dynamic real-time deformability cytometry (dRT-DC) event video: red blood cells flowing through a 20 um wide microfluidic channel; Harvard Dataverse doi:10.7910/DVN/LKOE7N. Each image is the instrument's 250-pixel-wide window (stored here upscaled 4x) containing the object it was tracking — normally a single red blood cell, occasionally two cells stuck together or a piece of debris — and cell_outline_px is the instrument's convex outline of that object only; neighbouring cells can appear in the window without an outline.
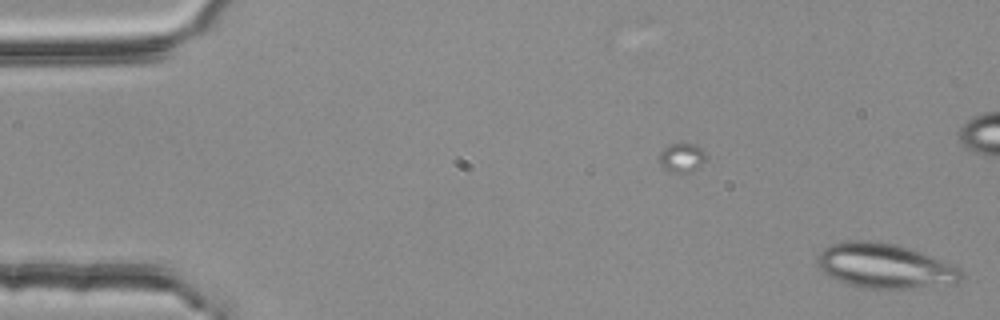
{"species": "common noctule bat (a hibernating species)", "species_latin": "Nyctalus noctula", "temperature_condition": "room temperature", "stored_images_in_passage": 47, "camera_frame_rate_fps": 3000, "um_per_image_px": 0.085, "animal": {"sex": "female", "body_mass_g": 25.1}, "frame": {"image": 1, "passage_image": 1, "time_ms": 0.0, "image_size_px": [1000, 320], "cell_outline_px": [[964, 280], [956, 284], [912, 288], [864, 288], [848, 284], [824, 272], [820, 268], [816, 260], [816, 256], [828, 244], [848, 240], [868, 240], [900, 244], [960, 268], [964, 276]], "centroid_in_image_um": [75.23, 22.59], "position_along_channel_um": 9.8, "area_um2": 37.69}}
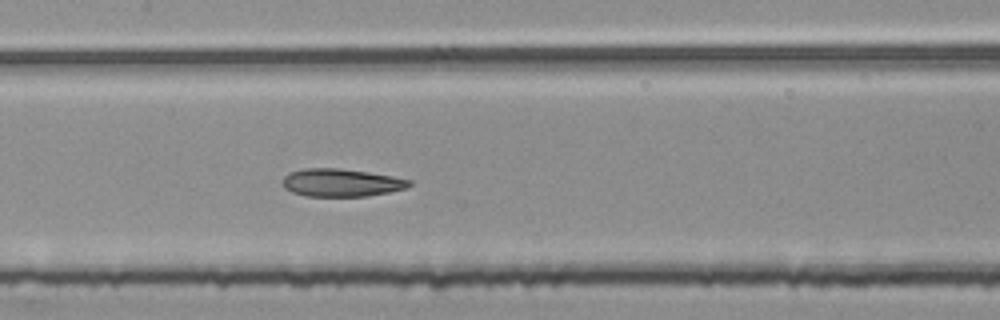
{"frame": {"image": 2, "passage_image": 26, "time_ms": 8.333, "image_size_px": [1000, 320], "cell_outline_px": [[412, 184], [408, 188], [368, 196], [304, 196], [292, 192], [284, 188], [284, 176], [288, 172], [304, 168], [340, 168], [368, 172], [392, 176], [412, 180]], "centroid_in_image_um": [29.02, 15.52], "position_along_channel_um": 178.4, "area_um2": 20.63}}
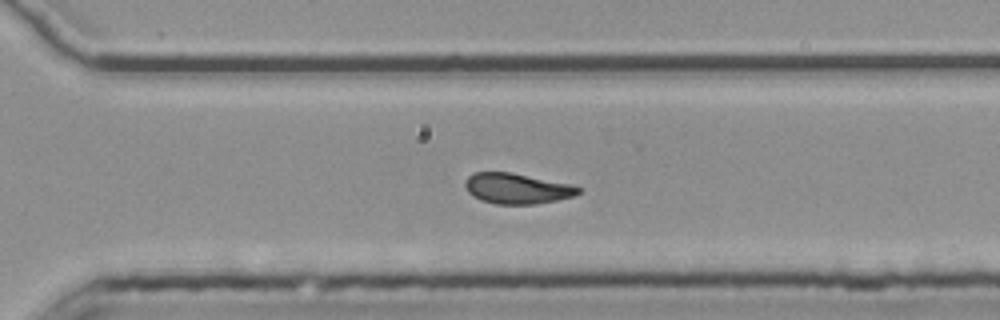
{"frame": {"image": 3, "passage_image": 38, "time_ms": 12.333, "image_size_px": [1000, 320], "cell_outline_px": [[584, 188], [580, 192], [572, 196], [556, 200], [536, 204], [496, 204], [480, 200], [472, 196], [468, 192], [464, 184], [468, 176], [476, 172], [512, 172], [572, 184]], "centroid_in_image_um": [43.95, 16.02], "position_along_channel_um": 326.6, "area_um2": 20.29}, "authors_computed_cell_mechanics": {"area_um2": 21.3282, "velocity_mm_per_s": 3.717, "shape_relaxation_time_tau1_ms": null, "shape_relaxation_time_tau2_ms": 2.5494, "deformation_change_tau1": null, "deformation_change_tau2": 0.0863}}